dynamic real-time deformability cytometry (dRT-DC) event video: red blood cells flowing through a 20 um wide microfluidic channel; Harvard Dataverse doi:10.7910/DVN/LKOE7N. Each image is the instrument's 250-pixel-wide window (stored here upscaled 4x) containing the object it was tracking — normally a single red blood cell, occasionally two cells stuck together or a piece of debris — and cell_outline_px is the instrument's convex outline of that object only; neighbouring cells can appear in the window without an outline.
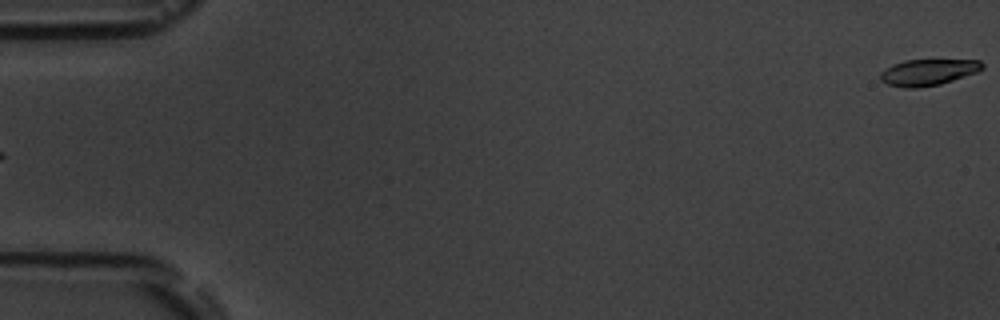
{"species": "common noctule bat (a hibernating species)", "species_latin": "Nyctalus noctula", "temperature_condition": "room temperature", "stored_images_in_passage": 5, "segment_of_instrument_passage": [2, 2], "camera_frame_rate_fps": 3000, "um_per_image_px": 0.085, "animal": {"sex": "male", "body_mass_g": 19.5, "forearm_length_mm": 54.6}, "frame": {"image": 1, "passage_image": 5, "time_ms": 4.667, "image_size_px": [1000, 320], "cell_outline_px": [[984, 68], [976, 72], [940, 84], [916, 88], [904, 88], [888, 84], [880, 80], [880, 72], [892, 64], [904, 60], [980, 60], [984, 64]], "centroid_in_image_um": [78.86, 6.13], "position_along_channel_um": 6.1, "area_um2": 15.55}}